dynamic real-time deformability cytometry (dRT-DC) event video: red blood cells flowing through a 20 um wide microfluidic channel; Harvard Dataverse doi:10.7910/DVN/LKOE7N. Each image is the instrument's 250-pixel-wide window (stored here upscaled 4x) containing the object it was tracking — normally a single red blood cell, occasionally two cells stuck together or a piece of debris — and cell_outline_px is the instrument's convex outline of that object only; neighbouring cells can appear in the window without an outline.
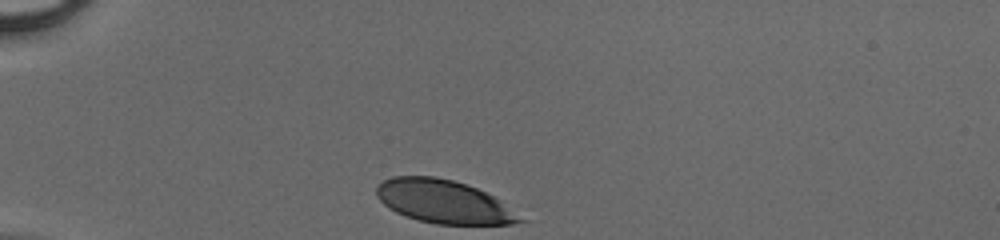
{"species": "human", "species_latin": "Homo sapiens", "temperature_condition": "cold", "stored_images_in_passage": 29, "camera_frame_rate_fps": 3000, "um_per_image_px": 0.085, "donor": {"sex": "male"}, "frame": {"image": 1, "passage_image": 1, "time_ms": 0.0, "image_size_px": [1000, 240], "cell_outline_px": [[532, 220], [512, 224], [436, 224], [416, 220], [404, 216], [388, 208], [376, 196], [376, 184], [392, 176], [436, 176], [452, 180], [476, 188], [500, 200]], "centroid_in_image_um": [37.76, 17.15], "position_along_channel_um": 47.2, "area_um2": 36.65}}
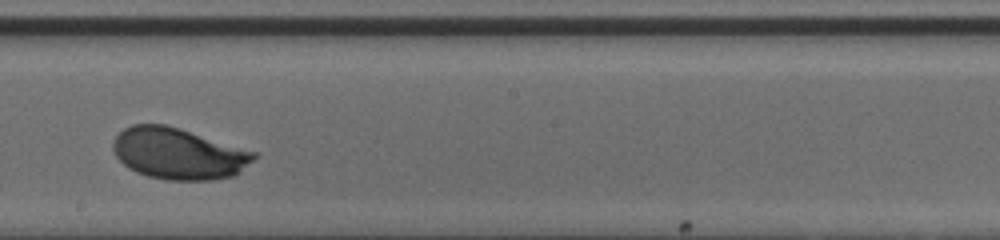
{"frame": {"image": 2, "passage_image": 17, "time_ms": 5.333, "image_size_px": [1000, 240], "cell_outline_px": [[260, 152], [240, 172], [232, 176], [212, 180], [164, 180], [148, 176], [136, 172], [128, 168], [116, 156], [112, 148], [112, 144], [116, 136], [124, 128], [132, 124], [164, 124], [180, 128]], "centroid_in_image_um": [15.18, 13.05], "position_along_channel_um": 233.0, "area_um2": 42.43}}
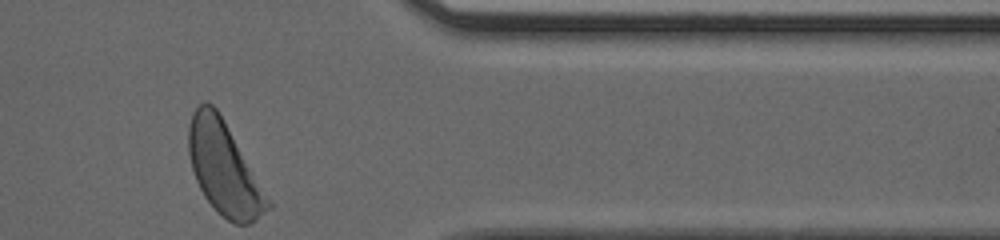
{"frame": {"image": 3, "passage_image": 29, "time_ms": 9.333, "image_size_px": [1000, 240], "cell_outline_px": [[272, 208], [256, 220], [248, 224], [236, 224], [228, 220], [204, 196], [196, 180], [192, 168], [188, 152], [188, 128], [192, 112], [200, 104], [212, 104], [216, 108], [272, 204]], "centroid_in_image_um": [19.03, 14.34], "position_along_channel_um": 392.4, "area_um2": 41.5}}